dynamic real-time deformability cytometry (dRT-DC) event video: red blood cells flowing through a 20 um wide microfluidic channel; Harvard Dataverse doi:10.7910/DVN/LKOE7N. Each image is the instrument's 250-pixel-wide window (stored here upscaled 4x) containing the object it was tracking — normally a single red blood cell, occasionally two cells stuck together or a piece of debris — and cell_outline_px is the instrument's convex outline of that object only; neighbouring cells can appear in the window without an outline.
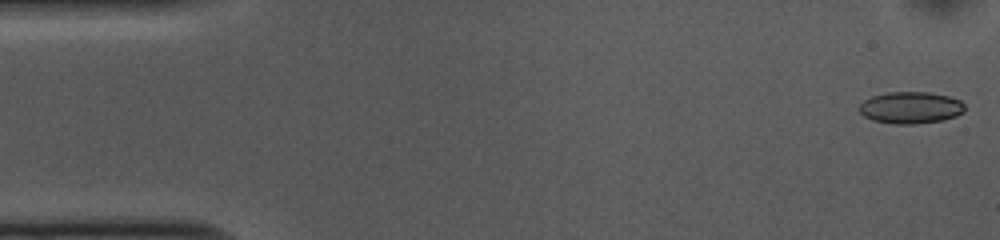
{"species": "common noctule bat (a hibernating species)", "species_latin": "Nyctalus noctula", "temperature_condition": "cold", "stored_images_in_passage": 52, "camera_frame_rate_fps": 3000, "um_per_image_px": 0.085, "animal": {"sex": "female", "body_mass_g": 10.0, "forearm_length_mm": 53.1}, "frame": {"image": 1, "passage_image": 1, "time_ms": 0.0, "image_size_px": [1000, 240], "cell_outline_px": [[964, 112], [956, 116], [940, 120], [912, 124], [896, 124], [872, 120], [864, 116], [860, 112], [860, 104], [864, 100], [872, 96], [888, 92], [928, 92], [948, 96], [960, 100], [964, 104]], "centroid_in_image_um": [77.4, 9.14], "position_along_channel_um": 7.6, "area_um2": 19.42}}
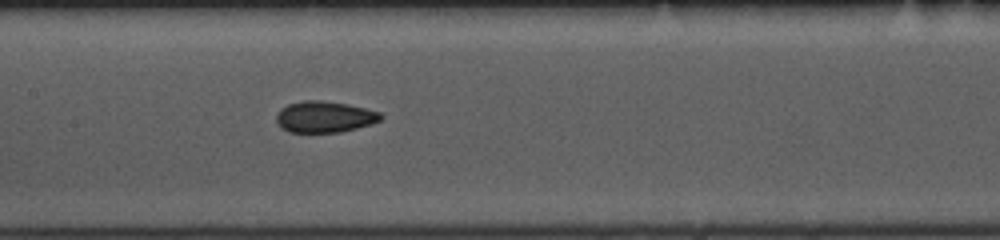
{"frame": {"image": 2, "passage_image": 24, "time_ms": 7.667, "image_size_px": [1000, 240], "cell_outline_px": [[384, 116], [380, 120], [372, 124], [340, 132], [288, 132], [280, 128], [276, 120], [276, 116], [280, 108], [288, 104], [304, 100], [320, 100], [344, 104], [364, 108], [380, 112]], "centroid_in_image_um": [27.56, 9.94], "position_along_channel_um": 179.8, "area_um2": 19.02}}
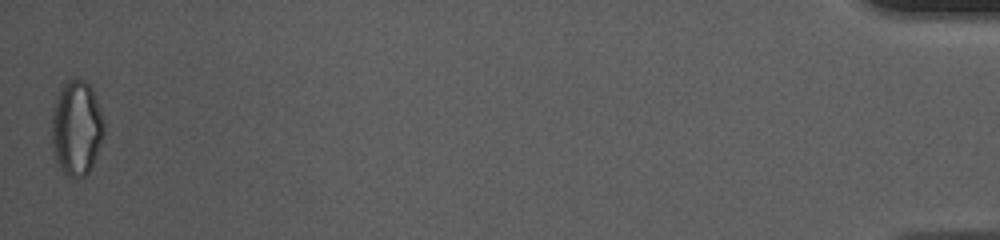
{"frame": {"image": 3, "passage_image": 52, "time_ms": 17.0, "image_size_px": [1000, 240], "cell_outline_px": [[104, 132], [96, 156], [88, 172], [84, 176], [68, 176], [60, 168], [56, 160], [52, 140], [52, 112], [60, 88], [68, 80], [84, 80], [92, 88], [96, 96], [104, 120]], "centroid_in_image_um": [6.52, 10.86], "position_along_channel_um": 428.7, "area_um2": 28.55}, "authors_computed_cell_mechanics": {"area_um2": 19.5653, "velocity_mm_per_s": 3.7284, "shape_relaxation_time_tau1_ms": 3.6016, "shape_relaxation_time_tau2_ms": 2.2002, "deformation_change_tau1": 0.095, "deformation_change_tau2": 0.0561}}